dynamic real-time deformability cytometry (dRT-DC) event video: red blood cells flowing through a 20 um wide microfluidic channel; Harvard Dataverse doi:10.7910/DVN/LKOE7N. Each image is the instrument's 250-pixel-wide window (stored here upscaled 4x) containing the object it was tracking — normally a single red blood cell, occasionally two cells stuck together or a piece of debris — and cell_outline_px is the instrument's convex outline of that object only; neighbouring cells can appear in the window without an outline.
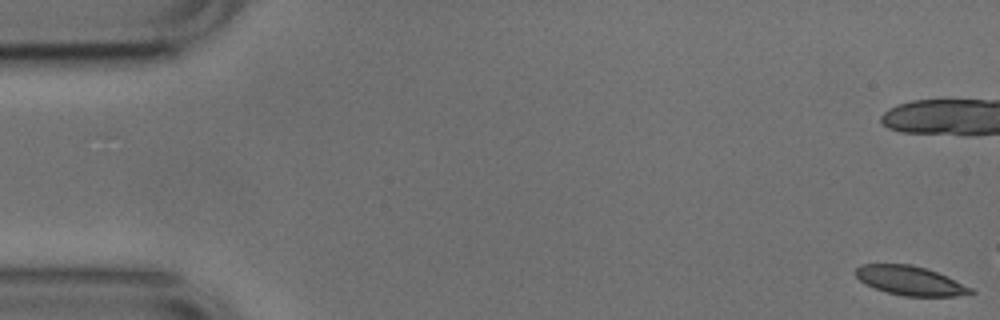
{"species": "common noctule bat (a hibernating species)", "species_latin": "Nyctalus noctula", "temperature_condition": "cold", "stored_images_in_passage": 16, "camera_frame_rate_fps": 3000, "um_per_image_px": 0.085, "animal": {"sex": "male", "body_mass_g": 17.9, "forearm_length_mm": 54.2}, "frame": {"image": 1, "passage_image": 1, "time_ms": 0.0, "image_size_px": [1000, 320], "cell_outline_px": [[976, 292], [956, 296], [904, 296], [888, 292], [876, 288], [860, 280], [852, 272], [860, 264], [912, 264], [936, 272], [972, 288]], "centroid_in_image_um": [77.33, 23.85], "position_along_channel_um": 7.7, "area_um2": 19.25}}